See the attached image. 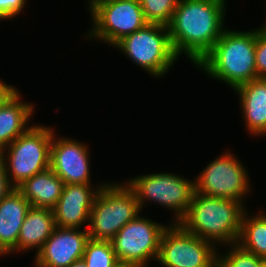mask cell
I'll use <instances>...</instances> for the list:
<instances>
[{
	"instance_id": "17",
	"label": "cell",
	"mask_w": 266,
	"mask_h": 267,
	"mask_svg": "<svg viewBox=\"0 0 266 267\" xmlns=\"http://www.w3.org/2000/svg\"><path fill=\"white\" fill-rule=\"evenodd\" d=\"M55 227L53 209L31 206L26 213L20 229L17 241V253L23 251L27 253L30 250L33 252L34 250V254L36 255L50 237Z\"/></svg>"
},
{
	"instance_id": "2",
	"label": "cell",
	"mask_w": 266,
	"mask_h": 267,
	"mask_svg": "<svg viewBox=\"0 0 266 267\" xmlns=\"http://www.w3.org/2000/svg\"><path fill=\"white\" fill-rule=\"evenodd\" d=\"M257 29L247 31L226 28L212 50L198 63L197 69L232 90L256 78Z\"/></svg>"
},
{
	"instance_id": "12",
	"label": "cell",
	"mask_w": 266,
	"mask_h": 267,
	"mask_svg": "<svg viewBox=\"0 0 266 267\" xmlns=\"http://www.w3.org/2000/svg\"><path fill=\"white\" fill-rule=\"evenodd\" d=\"M90 149L87 143L53 133L50 168L64 184H91Z\"/></svg>"
},
{
	"instance_id": "18",
	"label": "cell",
	"mask_w": 266,
	"mask_h": 267,
	"mask_svg": "<svg viewBox=\"0 0 266 267\" xmlns=\"http://www.w3.org/2000/svg\"><path fill=\"white\" fill-rule=\"evenodd\" d=\"M20 91L7 103L0 106V150L14 142L32 125L30 119L35 107L21 98ZM23 99V100H22Z\"/></svg>"
},
{
	"instance_id": "28",
	"label": "cell",
	"mask_w": 266,
	"mask_h": 267,
	"mask_svg": "<svg viewBox=\"0 0 266 267\" xmlns=\"http://www.w3.org/2000/svg\"><path fill=\"white\" fill-rule=\"evenodd\" d=\"M111 1L115 0H88L89 5H87V10L90 12L89 14H91L98 6Z\"/></svg>"
},
{
	"instance_id": "11",
	"label": "cell",
	"mask_w": 266,
	"mask_h": 267,
	"mask_svg": "<svg viewBox=\"0 0 266 267\" xmlns=\"http://www.w3.org/2000/svg\"><path fill=\"white\" fill-rule=\"evenodd\" d=\"M90 15L93 23L85 38L103 41L111 47L147 24L139 0L111 1L98 6Z\"/></svg>"
},
{
	"instance_id": "3",
	"label": "cell",
	"mask_w": 266,
	"mask_h": 267,
	"mask_svg": "<svg viewBox=\"0 0 266 267\" xmlns=\"http://www.w3.org/2000/svg\"><path fill=\"white\" fill-rule=\"evenodd\" d=\"M245 204L194 192L185 216L178 222L187 232L216 247L237 243Z\"/></svg>"
},
{
	"instance_id": "9",
	"label": "cell",
	"mask_w": 266,
	"mask_h": 267,
	"mask_svg": "<svg viewBox=\"0 0 266 267\" xmlns=\"http://www.w3.org/2000/svg\"><path fill=\"white\" fill-rule=\"evenodd\" d=\"M157 262L162 267H216L218 247L169 222L161 235Z\"/></svg>"
},
{
	"instance_id": "4",
	"label": "cell",
	"mask_w": 266,
	"mask_h": 267,
	"mask_svg": "<svg viewBox=\"0 0 266 267\" xmlns=\"http://www.w3.org/2000/svg\"><path fill=\"white\" fill-rule=\"evenodd\" d=\"M140 212L134 192L125 182H106L97 193L90 211L89 239L112 241L119 230Z\"/></svg>"
},
{
	"instance_id": "25",
	"label": "cell",
	"mask_w": 266,
	"mask_h": 267,
	"mask_svg": "<svg viewBox=\"0 0 266 267\" xmlns=\"http://www.w3.org/2000/svg\"><path fill=\"white\" fill-rule=\"evenodd\" d=\"M27 2V0H0V14L9 21L17 18L25 10V6L27 7Z\"/></svg>"
},
{
	"instance_id": "24",
	"label": "cell",
	"mask_w": 266,
	"mask_h": 267,
	"mask_svg": "<svg viewBox=\"0 0 266 267\" xmlns=\"http://www.w3.org/2000/svg\"><path fill=\"white\" fill-rule=\"evenodd\" d=\"M255 60L257 76L266 78V30L263 27L257 28Z\"/></svg>"
},
{
	"instance_id": "20",
	"label": "cell",
	"mask_w": 266,
	"mask_h": 267,
	"mask_svg": "<svg viewBox=\"0 0 266 267\" xmlns=\"http://www.w3.org/2000/svg\"><path fill=\"white\" fill-rule=\"evenodd\" d=\"M258 212H244L237 244L266 260V211Z\"/></svg>"
},
{
	"instance_id": "15",
	"label": "cell",
	"mask_w": 266,
	"mask_h": 267,
	"mask_svg": "<svg viewBox=\"0 0 266 267\" xmlns=\"http://www.w3.org/2000/svg\"><path fill=\"white\" fill-rule=\"evenodd\" d=\"M245 130L251 136L266 135V78L259 77L237 86ZM249 130V131H248Z\"/></svg>"
},
{
	"instance_id": "22",
	"label": "cell",
	"mask_w": 266,
	"mask_h": 267,
	"mask_svg": "<svg viewBox=\"0 0 266 267\" xmlns=\"http://www.w3.org/2000/svg\"><path fill=\"white\" fill-rule=\"evenodd\" d=\"M226 247L227 251L223 252L224 254L220 251L218 252L219 267H262L265 261V259L245 250L237 243L222 248L225 249Z\"/></svg>"
},
{
	"instance_id": "6",
	"label": "cell",
	"mask_w": 266,
	"mask_h": 267,
	"mask_svg": "<svg viewBox=\"0 0 266 267\" xmlns=\"http://www.w3.org/2000/svg\"><path fill=\"white\" fill-rule=\"evenodd\" d=\"M126 180L141 210L147 202L159 204L174 213L171 223H178L185 216L195 192V179L174 172L141 174Z\"/></svg>"
},
{
	"instance_id": "10",
	"label": "cell",
	"mask_w": 266,
	"mask_h": 267,
	"mask_svg": "<svg viewBox=\"0 0 266 267\" xmlns=\"http://www.w3.org/2000/svg\"><path fill=\"white\" fill-rule=\"evenodd\" d=\"M167 226L140 214L125 224L111 241L119 264L149 267L157 261L161 235Z\"/></svg>"
},
{
	"instance_id": "13",
	"label": "cell",
	"mask_w": 266,
	"mask_h": 267,
	"mask_svg": "<svg viewBox=\"0 0 266 267\" xmlns=\"http://www.w3.org/2000/svg\"><path fill=\"white\" fill-rule=\"evenodd\" d=\"M89 240L87 229L55 227L34 257L35 267H69L82 259Z\"/></svg>"
},
{
	"instance_id": "8",
	"label": "cell",
	"mask_w": 266,
	"mask_h": 267,
	"mask_svg": "<svg viewBox=\"0 0 266 267\" xmlns=\"http://www.w3.org/2000/svg\"><path fill=\"white\" fill-rule=\"evenodd\" d=\"M223 153L207 163L194 178L195 192L244 204L245 196L252 191L248 170L235 153H231L229 149Z\"/></svg>"
},
{
	"instance_id": "32",
	"label": "cell",
	"mask_w": 266,
	"mask_h": 267,
	"mask_svg": "<svg viewBox=\"0 0 266 267\" xmlns=\"http://www.w3.org/2000/svg\"><path fill=\"white\" fill-rule=\"evenodd\" d=\"M262 267H266V260L263 262Z\"/></svg>"
},
{
	"instance_id": "1",
	"label": "cell",
	"mask_w": 266,
	"mask_h": 267,
	"mask_svg": "<svg viewBox=\"0 0 266 267\" xmlns=\"http://www.w3.org/2000/svg\"><path fill=\"white\" fill-rule=\"evenodd\" d=\"M227 0H180L167 26L172 48L196 67L227 26Z\"/></svg>"
},
{
	"instance_id": "23",
	"label": "cell",
	"mask_w": 266,
	"mask_h": 267,
	"mask_svg": "<svg viewBox=\"0 0 266 267\" xmlns=\"http://www.w3.org/2000/svg\"><path fill=\"white\" fill-rule=\"evenodd\" d=\"M147 23L168 26L180 0H139Z\"/></svg>"
},
{
	"instance_id": "31",
	"label": "cell",
	"mask_w": 266,
	"mask_h": 267,
	"mask_svg": "<svg viewBox=\"0 0 266 267\" xmlns=\"http://www.w3.org/2000/svg\"><path fill=\"white\" fill-rule=\"evenodd\" d=\"M4 21V20H7L3 15L0 14V21Z\"/></svg>"
},
{
	"instance_id": "5",
	"label": "cell",
	"mask_w": 266,
	"mask_h": 267,
	"mask_svg": "<svg viewBox=\"0 0 266 267\" xmlns=\"http://www.w3.org/2000/svg\"><path fill=\"white\" fill-rule=\"evenodd\" d=\"M54 131L51 126L32 124L14 142L0 150L8 181L13 188L50 168Z\"/></svg>"
},
{
	"instance_id": "19",
	"label": "cell",
	"mask_w": 266,
	"mask_h": 267,
	"mask_svg": "<svg viewBox=\"0 0 266 267\" xmlns=\"http://www.w3.org/2000/svg\"><path fill=\"white\" fill-rule=\"evenodd\" d=\"M64 182L51 168L24 181L16 189L32 207L53 209L62 195Z\"/></svg>"
},
{
	"instance_id": "30",
	"label": "cell",
	"mask_w": 266,
	"mask_h": 267,
	"mask_svg": "<svg viewBox=\"0 0 266 267\" xmlns=\"http://www.w3.org/2000/svg\"><path fill=\"white\" fill-rule=\"evenodd\" d=\"M116 267H139L133 264H118Z\"/></svg>"
},
{
	"instance_id": "29",
	"label": "cell",
	"mask_w": 266,
	"mask_h": 267,
	"mask_svg": "<svg viewBox=\"0 0 266 267\" xmlns=\"http://www.w3.org/2000/svg\"><path fill=\"white\" fill-rule=\"evenodd\" d=\"M69 267H87L83 259L73 262Z\"/></svg>"
},
{
	"instance_id": "26",
	"label": "cell",
	"mask_w": 266,
	"mask_h": 267,
	"mask_svg": "<svg viewBox=\"0 0 266 267\" xmlns=\"http://www.w3.org/2000/svg\"><path fill=\"white\" fill-rule=\"evenodd\" d=\"M19 92L17 87L6 83L0 79V106L7 103Z\"/></svg>"
},
{
	"instance_id": "16",
	"label": "cell",
	"mask_w": 266,
	"mask_h": 267,
	"mask_svg": "<svg viewBox=\"0 0 266 267\" xmlns=\"http://www.w3.org/2000/svg\"><path fill=\"white\" fill-rule=\"evenodd\" d=\"M30 207L29 201L16 188L0 201L1 257L17 252L20 229Z\"/></svg>"
},
{
	"instance_id": "27",
	"label": "cell",
	"mask_w": 266,
	"mask_h": 267,
	"mask_svg": "<svg viewBox=\"0 0 266 267\" xmlns=\"http://www.w3.org/2000/svg\"><path fill=\"white\" fill-rule=\"evenodd\" d=\"M13 189L8 181L5 165L0 155V201Z\"/></svg>"
},
{
	"instance_id": "14",
	"label": "cell",
	"mask_w": 266,
	"mask_h": 267,
	"mask_svg": "<svg viewBox=\"0 0 266 267\" xmlns=\"http://www.w3.org/2000/svg\"><path fill=\"white\" fill-rule=\"evenodd\" d=\"M104 182L97 184H65L53 208L55 225L60 228L87 229L93 202Z\"/></svg>"
},
{
	"instance_id": "33",
	"label": "cell",
	"mask_w": 266,
	"mask_h": 267,
	"mask_svg": "<svg viewBox=\"0 0 266 267\" xmlns=\"http://www.w3.org/2000/svg\"><path fill=\"white\" fill-rule=\"evenodd\" d=\"M262 27L266 30V22H265V24L264 25H262Z\"/></svg>"
},
{
	"instance_id": "21",
	"label": "cell",
	"mask_w": 266,
	"mask_h": 267,
	"mask_svg": "<svg viewBox=\"0 0 266 267\" xmlns=\"http://www.w3.org/2000/svg\"><path fill=\"white\" fill-rule=\"evenodd\" d=\"M82 259L87 267H116L119 264L111 241L89 239Z\"/></svg>"
},
{
	"instance_id": "7",
	"label": "cell",
	"mask_w": 266,
	"mask_h": 267,
	"mask_svg": "<svg viewBox=\"0 0 266 267\" xmlns=\"http://www.w3.org/2000/svg\"><path fill=\"white\" fill-rule=\"evenodd\" d=\"M113 48L154 78L166 76L179 60L172 48L168 27L159 24L147 23L123 37Z\"/></svg>"
}]
</instances>
